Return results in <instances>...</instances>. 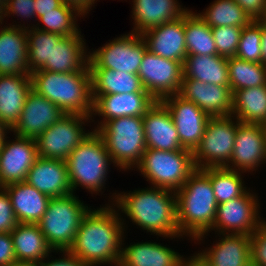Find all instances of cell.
Returning a JSON list of instances; mask_svg holds the SVG:
<instances>
[{
	"mask_svg": "<svg viewBox=\"0 0 266 266\" xmlns=\"http://www.w3.org/2000/svg\"><path fill=\"white\" fill-rule=\"evenodd\" d=\"M110 205L97 210L90 208L80 223L73 244L68 249L87 266H118L126 226L121 213L117 212L113 204Z\"/></svg>",
	"mask_w": 266,
	"mask_h": 266,
	"instance_id": "6da1fadb",
	"label": "cell"
},
{
	"mask_svg": "<svg viewBox=\"0 0 266 266\" xmlns=\"http://www.w3.org/2000/svg\"><path fill=\"white\" fill-rule=\"evenodd\" d=\"M112 196L111 204L147 233L165 239L183 237L177 225L176 192L151 186Z\"/></svg>",
	"mask_w": 266,
	"mask_h": 266,
	"instance_id": "7a4b0ae2",
	"label": "cell"
},
{
	"mask_svg": "<svg viewBox=\"0 0 266 266\" xmlns=\"http://www.w3.org/2000/svg\"><path fill=\"white\" fill-rule=\"evenodd\" d=\"M217 207L209 168H197L176 192L177 225L181 236L203 240L215 222Z\"/></svg>",
	"mask_w": 266,
	"mask_h": 266,
	"instance_id": "3957f363",
	"label": "cell"
},
{
	"mask_svg": "<svg viewBox=\"0 0 266 266\" xmlns=\"http://www.w3.org/2000/svg\"><path fill=\"white\" fill-rule=\"evenodd\" d=\"M32 89L67 115L92 117L93 98L89 66L83 71L58 73L38 70L30 74Z\"/></svg>",
	"mask_w": 266,
	"mask_h": 266,
	"instance_id": "277c9868",
	"label": "cell"
},
{
	"mask_svg": "<svg viewBox=\"0 0 266 266\" xmlns=\"http://www.w3.org/2000/svg\"><path fill=\"white\" fill-rule=\"evenodd\" d=\"M65 162L72 192L80 186L91 194H98L105 188L109 165L113 163L103 139L96 131H92Z\"/></svg>",
	"mask_w": 266,
	"mask_h": 266,
	"instance_id": "5b68a950",
	"label": "cell"
},
{
	"mask_svg": "<svg viewBox=\"0 0 266 266\" xmlns=\"http://www.w3.org/2000/svg\"><path fill=\"white\" fill-rule=\"evenodd\" d=\"M96 132L103 139L115 167L127 171L140 163L147 149L143 117L126 116L109 120Z\"/></svg>",
	"mask_w": 266,
	"mask_h": 266,
	"instance_id": "8992f818",
	"label": "cell"
},
{
	"mask_svg": "<svg viewBox=\"0 0 266 266\" xmlns=\"http://www.w3.org/2000/svg\"><path fill=\"white\" fill-rule=\"evenodd\" d=\"M74 194L51 198L46 212L37 223L53 251L71 247L83 217L90 210Z\"/></svg>",
	"mask_w": 266,
	"mask_h": 266,
	"instance_id": "52a82bcc",
	"label": "cell"
},
{
	"mask_svg": "<svg viewBox=\"0 0 266 266\" xmlns=\"http://www.w3.org/2000/svg\"><path fill=\"white\" fill-rule=\"evenodd\" d=\"M153 187L177 192L197 169L188 149L162 151L147 148L135 167Z\"/></svg>",
	"mask_w": 266,
	"mask_h": 266,
	"instance_id": "ba28073f",
	"label": "cell"
},
{
	"mask_svg": "<svg viewBox=\"0 0 266 266\" xmlns=\"http://www.w3.org/2000/svg\"><path fill=\"white\" fill-rule=\"evenodd\" d=\"M238 123L232 115L210 117L200 143L193 151L196 168H221L229 164Z\"/></svg>",
	"mask_w": 266,
	"mask_h": 266,
	"instance_id": "9c48e42d",
	"label": "cell"
},
{
	"mask_svg": "<svg viewBox=\"0 0 266 266\" xmlns=\"http://www.w3.org/2000/svg\"><path fill=\"white\" fill-rule=\"evenodd\" d=\"M90 120L94 121L87 115L63 116L35 139L38 157L65 161L70 153L92 133L89 130L85 131L82 126L86 122L90 123Z\"/></svg>",
	"mask_w": 266,
	"mask_h": 266,
	"instance_id": "30bf717a",
	"label": "cell"
},
{
	"mask_svg": "<svg viewBox=\"0 0 266 266\" xmlns=\"http://www.w3.org/2000/svg\"><path fill=\"white\" fill-rule=\"evenodd\" d=\"M142 35L130 32L115 38L90 53L89 68H108L137 74L145 52Z\"/></svg>",
	"mask_w": 266,
	"mask_h": 266,
	"instance_id": "8fae6325",
	"label": "cell"
},
{
	"mask_svg": "<svg viewBox=\"0 0 266 266\" xmlns=\"http://www.w3.org/2000/svg\"><path fill=\"white\" fill-rule=\"evenodd\" d=\"M258 196L247 190L242 196L218 204L211 230L217 234L251 235L265 220L259 216Z\"/></svg>",
	"mask_w": 266,
	"mask_h": 266,
	"instance_id": "7c38bea8",
	"label": "cell"
},
{
	"mask_svg": "<svg viewBox=\"0 0 266 266\" xmlns=\"http://www.w3.org/2000/svg\"><path fill=\"white\" fill-rule=\"evenodd\" d=\"M137 75L144 89L156 100L178 94L182 86L183 67L179 61L166 59L147 50Z\"/></svg>",
	"mask_w": 266,
	"mask_h": 266,
	"instance_id": "4fadbf2b",
	"label": "cell"
},
{
	"mask_svg": "<svg viewBox=\"0 0 266 266\" xmlns=\"http://www.w3.org/2000/svg\"><path fill=\"white\" fill-rule=\"evenodd\" d=\"M262 163H266V131L264 125L239 122L233 153L229 164L225 168L246 173L247 171H256Z\"/></svg>",
	"mask_w": 266,
	"mask_h": 266,
	"instance_id": "5bb4252c",
	"label": "cell"
},
{
	"mask_svg": "<svg viewBox=\"0 0 266 266\" xmlns=\"http://www.w3.org/2000/svg\"><path fill=\"white\" fill-rule=\"evenodd\" d=\"M161 102L168 108L181 146L193 152L200 143L210 116L179 93L168 96Z\"/></svg>",
	"mask_w": 266,
	"mask_h": 266,
	"instance_id": "9a60e30c",
	"label": "cell"
},
{
	"mask_svg": "<svg viewBox=\"0 0 266 266\" xmlns=\"http://www.w3.org/2000/svg\"><path fill=\"white\" fill-rule=\"evenodd\" d=\"M65 115L56 104L31 89L25 99L19 120L11 131L14 135L36 139Z\"/></svg>",
	"mask_w": 266,
	"mask_h": 266,
	"instance_id": "2e32d148",
	"label": "cell"
},
{
	"mask_svg": "<svg viewBox=\"0 0 266 266\" xmlns=\"http://www.w3.org/2000/svg\"><path fill=\"white\" fill-rule=\"evenodd\" d=\"M5 141L0 152V187L25 181L27 173L38 158L35 139L15 135Z\"/></svg>",
	"mask_w": 266,
	"mask_h": 266,
	"instance_id": "e0dca14e",
	"label": "cell"
},
{
	"mask_svg": "<svg viewBox=\"0 0 266 266\" xmlns=\"http://www.w3.org/2000/svg\"><path fill=\"white\" fill-rule=\"evenodd\" d=\"M92 116L103 117L96 131L105 122L120 117H143L156 100L148 92H133L123 94L92 95ZM95 112V113H94Z\"/></svg>",
	"mask_w": 266,
	"mask_h": 266,
	"instance_id": "ac0fdd59",
	"label": "cell"
},
{
	"mask_svg": "<svg viewBox=\"0 0 266 266\" xmlns=\"http://www.w3.org/2000/svg\"><path fill=\"white\" fill-rule=\"evenodd\" d=\"M179 94L186 100L195 103L210 117L231 116L233 93L230 86L183 78Z\"/></svg>",
	"mask_w": 266,
	"mask_h": 266,
	"instance_id": "d6986e66",
	"label": "cell"
},
{
	"mask_svg": "<svg viewBox=\"0 0 266 266\" xmlns=\"http://www.w3.org/2000/svg\"><path fill=\"white\" fill-rule=\"evenodd\" d=\"M141 35L151 53L183 64L187 56L185 14L172 22L151 28Z\"/></svg>",
	"mask_w": 266,
	"mask_h": 266,
	"instance_id": "ffe728a7",
	"label": "cell"
},
{
	"mask_svg": "<svg viewBox=\"0 0 266 266\" xmlns=\"http://www.w3.org/2000/svg\"><path fill=\"white\" fill-rule=\"evenodd\" d=\"M143 126L147 148L162 151L184 149L168 108L161 101H156L144 114Z\"/></svg>",
	"mask_w": 266,
	"mask_h": 266,
	"instance_id": "44dd1931",
	"label": "cell"
},
{
	"mask_svg": "<svg viewBox=\"0 0 266 266\" xmlns=\"http://www.w3.org/2000/svg\"><path fill=\"white\" fill-rule=\"evenodd\" d=\"M25 181L51 198L73 193L67 165L63 160L38 157L27 173Z\"/></svg>",
	"mask_w": 266,
	"mask_h": 266,
	"instance_id": "7402d4cb",
	"label": "cell"
},
{
	"mask_svg": "<svg viewBox=\"0 0 266 266\" xmlns=\"http://www.w3.org/2000/svg\"><path fill=\"white\" fill-rule=\"evenodd\" d=\"M25 24L0 29V75L29 74Z\"/></svg>",
	"mask_w": 266,
	"mask_h": 266,
	"instance_id": "603a6c76",
	"label": "cell"
},
{
	"mask_svg": "<svg viewBox=\"0 0 266 266\" xmlns=\"http://www.w3.org/2000/svg\"><path fill=\"white\" fill-rule=\"evenodd\" d=\"M131 32L143 34L147 30L172 22L183 16L189 9L182 8L177 0H133Z\"/></svg>",
	"mask_w": 266,
	"mask_h": 266,
	"instance_id": "cb8c5ba5",
	"label": "cell"
},
{
	"mask_svg": "<svg viewBox=\"0 0 266 266\" xmlns=\"http://www.w3.org/2000/svg\"><path fill=\"white\" fill-rule=\"evenodd\" d=\"M222 235V237H221ZM221 239L199 254L210 266H249L251 235L220 234Z\"/></svg>",
	"mask_w": 266,
	"mask_h": 266,
	"instance_id": "d4e9b609",
	"label": "cell"
},
{
	"mask_svg": "<svg viewBox=\"0 0 266 266\" xmlns=\"http://www.w3.org/2000/svg\"><path fill=\"white\" fill-rule=\"evenodd\" d=\"M30 74L0 75V121L11 129L18 122L28 92Z\"/></svg>",
	"mask_w": 266,
	"mask_h": 266,
	"instance_id": "484cf974",
	"label": "cell"
},
{
	"mask_svg": "<svg viewBox=\"0 0 266 266\" xmlns=\"http://www.w3.org/2000/svg\"><path fill=\"white\" fill-rule=\"evenodd\" d=\"M11 201L18 223L37 224L46 212L50 196L39 192L26 181L3 187Z\"/></svg>",
	"mask_w": 266,
	"mask_h": 266,
	"instance_id": "4316f807",
	"label": "cell"
},
{
	"mask_svg": "<svg viewBox=\"0 0 266 266\" xmlns=\"http://www.w3.org/2000/svg\"><path fill=\"white\" fill-rule=\"evenodd\" d=\"M81 31L64 36L55 47L52 46L50 61L41 69L58 73L83 71L89 63L86 44Z\"/></svg>",
	"mask_w": 266,
	"mask_h": 266,
	"instance_id": "83f0119b",
	"label": "cell"
},
{
	"mask_svg": "<svg viewBox=\"0 0 266 266\" xmlns=\"http://www.w3.org/2000/svg\"><path fill=\"white\" fill-rule=\"evenodd\" d=\"M182 256L157 242H139L121 248L118 266H180Z\"/></svg>",
	"mask_w": 266,
	"mask_h": 266,
	"instance_id": "f1b7e54d",
	"label": "cell"
},
{
	"mask_svg": "<svg viewBox=\"0 0 266 266\" xmlns=\"http://www.w3.org/2000/svg\"><path fill=\"white\" fill-rule=\"evenodd\" d=\"M10 234L17 261L40 263L51 252H57L48 245L38 224L18 223Z\"/></svg>",
	"mask_w": 266,
	"mask_h": 266,
	"instance_id": "f546056e",
	"label": "cell"
},
{
	"mask_svg": "<svg viewBox=\"0 0 266 266\" xmlns=\"http://www.w3.org/2000/svg\"><path fill=\"white\" fill-rule=\"evenodd\" d=\"M227 61L219 55H187L182 64L183 78L230 86Z\"/></svg>",
	"mask_w": 266,
	"mask_h": 266,
	"instance_id": "4dcf8cb0",
	"label": "cell"
},
{
	"mask_svg": "<svg viewBox=\"0 0 266 266\" xmlns=\"http://www.w3.org/2000/svg\"><path fill=\"white\" fill-rule=\"evenodd\" d=\"M92 95L147 92L137 74L108 68H89Z\"/></svg>",
	"mask_w": 266,
	"mask_h": 266,
	"instance_id": "1f68e13d",
	"label": "cell"
},
{
	"mask_svg": "<svg viewBox=\"0 0 266 266\" xmlns=\"http://www.w3.org/2000/svg\"><path fill=\"white\" fill-rule=\"evenodd\" d=\"M231 115L241 123L266 125V85L233 92Z\"/></svg>",
	"mask_w": 266,
	"mask_h": 266,
	"instance_id": "d6a6232c",
	"label": "cell"
},
{
	"mask_svg": "<svg viewBox=\"0 0 266 266\" xmlns=\"http://www.w3.org/2000/svg\"><path fill=\"white\" fill-rule=\"evenodd\" d=\"M185 42L187 55H217L211 27L197 13H185Z\"/></svg>",
	"mask_w": 266,
	"mask_h": 266,
	"instance_id": "836d02e7",
	"label": "cell"
},
{
	"mask_svg": "<svg viewBox=\"0 0 266 266\" xmlns=\"http://www.w3.org/2000/svg\"><path fill=\"white\" fill-rule=\"evenodd\" d=\"M29 27L27 26V63L31 74L41 70L50 61L52 46L55 47L64 36Z\"/></svg>",
	"mask_w": 266,
	"mask_h": 266,
	"instance_id": "e575fe53",
	"label": "cell"
},
{
	"mask_svg": "<svg viewBox=\"0 0 266 266\" xmlns=\"http://www.w3.org/2000/svg\"><path fill=\"white\" fill-rule=\"evenodd\" d=\"M205 12L197 15L211 28L222 26L244 27L252 20L234 0H215Z\"/></svg>",
	"mask_w": 266,
	"mask_h": 266,
	"instance_id": "d590c367",
	"label": "cell"
},
{
	"mask_svg": "<svg viewBox=\"0 0 266 266\" xmlns=\"http://www.w3.org/2000/svg\"><path fill=\"white\" fill-rule=\"evenodd\" d=\"M229 83L232 93L243 88L266 85V65L229 57Z\"/></svg>",
	"mask_w": 266,
	"mask_h": 266,
	"instance_id": "8d00e7d4",
	"label": "cell"
},
{
	"mask_svg": "<svg viewBox=\"0 0 266 266\" xmlns=\"http://www.w3.org/2000/svg\"><path fill=\"white\" fill-rule=\"evenodd\" d=\"M77 16L85 17L75 6L63 2L58 8L38 18L44 24L42 27L39 23L32 27L61 36H72L80 32Z\"/></svg>",
	"mask_w": 266,
	"mask_h": 266,
	"instance_id": "74e56055",
	"label": "cell"
},
{
	"mask_svg": "<svg viewBox=\"0 0 266 266\" xmlns=\"http://www.w3.org/2000/svg\"><path fill=\"white\" fill-rule=\"evenodd\" d=\"M241 173L225 167L209 168V179L217 204L238 198L247 191Z\"/></svg>",
	"mask_w": 266,
	"mask_h": 266,
	"instance_id": "f35d334b",
	"label": "cell"
},
{
	"mask_svg": "<svg viewBox=\"0 0 266 266\" xmlns=\"http://www.w3.org/2000/svg\"><path fill=\"white\" fill-rule=\"evenodd\" d=\"M261 34V20H252L244 26L235 56L245 61L262 63Z\"/></svg>",
	"mask_w": 266,
	"mask_h": 266,
	"instance_id": "ab89813d",
	"label": "cell"
},
{
	"mask_svg": "<svg viewBox=\"0 0 266 266\" xmlns=\"http://www.w3.org/2000/svg\"><path fill=\"white\" fill-rule=\"evenodd\" d=\"M211 29L215 40L217 55L226 58L234 57L240 41L242 27L222 26Z\"/></svg>",
	"mask_w": 266,
	"mask_h": 266,
	"instance_id": "60d3db41",
	"label": "cell"
},
{
	"mask_svg": "<svg viewBox=\"0 0 266 266\" xmlns=\"http://www.w3.org/2000/svg\"><path fill=\"white\" fill-rule=\"evenodd\" d=\"M251 264L266 266V221L251 234Z\"/></svg>",
	"mask_w": 266,
	"mask_h": 266,
	"instance_id": "b9f144b4",
	"label": "cell"
},
{
	"mask_svg": "<svg viewBox=\"0 0 266 266\" xmlns=\"http://www.w3.org/2000/svg\"><path fill=\"white\" fill-rule=\"evenodd\" d=\"M17 224L10 197L7 191L0 187V233H10Z\"/></svg>",
	"mask_w": 266,
	"mask_h": 266,
	"instance_id": "7bdbcfd3",
	"label": "cell"
},
{
	"mask_svg": "<svg viewBox=\"0 0 266 266\" xmlns=\"http://www.w3.org/2000/svg\"><path fill=\"white\" fill-rule=\"evenodd\" d=\"M20 16L24 18H36L35 0H8L5 6V16Z\"/></svg>",
	"mask_w": 266,
	"mask_h": 266,
	"instance_id": "ee69618b",
	"label": "cell"
},
{
	"mask_svg": "<svg viewBox=\"0 0 266 266\" xmlns=\"http://www.w3.org/2000/svg\"><path fill=\"white\" fill-rule=\"evenodd\" d=\"M251 20H262L266 13V0H234Z\"/></svg>",
	"mask_w": 266,
	"mask_h": 266,
	"instance_id": "f6af8a7d",
	"label": "cell"
},
{
	"mask_svg": "<svg viewBox=\"0 0 266 266\" xmlns=\"http://www.w3.org/2000/svg\"><path fill=\"white\" fill-rule=\"evenodd\" d=\"M16 261L11 234L0 233V266H8Z\"/></svg>",
	"mask_w": 266,
	"mask_h": 266,
	"instance_id": "bcb514c9",
	"label": "cell"
},
{
	"mask_svg": "<svg viewBox=\"0 0 266 266\" xmlns=\"http://www.w3.org/2000/svg\"><path fill=\"white\" fill-rule=\"evenodd\" d=\"M63 253L62 254V259H53L49 261V255L46 257L48 260L41 261L40 266H87L84 264L81 260H79L75 255L71 254L68 250H63V251H57V253ZM49 261V262H48ZM46 262V263H45Z\"/></svg>",
	"mask_w": 266,
	"mask_h": 266,
	"instance_id": "7dc6e473",
	"label": "cell"
},
{
	"mask_svg": "<svg viewBox=\"0 0 266 266\" xmlns=\"http://www.w3.org/2000/svg\"><path fill=\"white\" fill-rule=\"evenodd\" d=\"M63 0H35L36 17L39 18L58 8Z\"/></svg>",
	"mask_w": 266,
	"mask_h": 266,
	"instance_id": "c3c4849f",
	"label": "cell"
},
{
	"mask_svg": "<svg viewBox=\"0 0 266 266\" xmlns=\"http://www.w3.org/2000/svg\"><path fill=\"white\" fill-rule=\"evenodd\" d=\"M63 2L75 6L83 15H86L97 0H63Z\"/></svg>",
	"mask_w": 266,
	"mask_h": 266,
	"instance_id": "681fc988",
	"label": "cell"
},
{
	"mask_svg": "<svg viewBox=\"0 0 266 266\" xmlns=\"http://www.w3.org/2000/svg\"><path fill=\"white\" fill-rule=\"evenodd\" d=\"M180 266H210L199 253L190 256V258H183L180 262Z\"/></svg>",
	"mask_w": 266,
	"mask_h": 266,
	"instance_id": "f907efd6",
	"label": "cell"
},
{
	"mask_svg": "<svg viewBox=\"0 0 266 266\" xmlns=\"http://www.w3.org/2000/svg\"><path fill=\"white\" fill-rule=\"evenodd\" d=\"M261 53L262 63L266 65V24L262 21V34H261Z\"/></svg>",
	"mask_w": 266,
	"mask_h": 266,
	"instance_id": "816d5d0a",
	"label": "cell"
},
{
	"mask_svg": "<svg viewBox=\"0 0 266 266\" xmlns=\"http://www.w3.org/2000/svg\"><path fill=\"white\" fill-rule=\"evenodd\" d=\"M10 130V131H9ZM10 133L11 132V128L8 127V126H4L1 130H0V152L1 150L3 149L4 147V144H5V141L6 139L8 138L6 136L7 133Z\"/></svg>",
	"mask_w": 266,
	"mask_h": 266,
	"instance_id": "f5cc1de1",
	"label": "cell"
},
{
	"mask_svg": "<svg viewBox=\"0 0 266 266\" xmlns=\"http://www.w3.org/2000/svg\"><path fill=\"white\" fill-rule=\"evenodd\" d=\"M8 266H40L37 262L16 261Z\"/></svg>",
	"mask_w": 266,
	"mask_h": 266,
	"instance_id": "db71d44e",
	"label": "cell"
},
{
	"mask_svg": "<svg viewBox=\"0 0 266 266\" xmlns=\"http://www.w3.org/2000/svg\"><path fill=\"white\" fill-rule=\"evenodd\" d=\"M5 4L0 1V24L2 25V22L4 20L5 16Z\"/></svg>",
	"mask_w": 266,
	"mask_h": 266,
	"instance_id": "11a10c76",
	"label": "cell"
},
{
	"mask_svg": "<svg viewBox=\"0 0 266 266\" xmlns=\"http://www.w3.org/2000/svg\"><path fill=\"white\" fill-rule=\"evenodd\" d=\"M261 21H263L266 24V13H265V16L263 17V19Z\"/></svg>",
	"mask_w": 266,
	"mask_h": 266,
	"instance_id": "9f6ffc18",
	"label": "cell"
},
{
	"mask_svg": "<svg viewBox=\"0 0 266 266\" xmlns=\"http://www.w3.org/2000/svg\"><path fill=\"white\" fill-rule=\"evenodd\" d=\"M0 1H2L5 5L8 2V0H0Z\"/></svg>",
	"mask_w": 266,
	"mask_h": 266,
	"instance_id": "6f0895ef",
	"label": "cell"
},
{
	"mask_svg": "<svg viewBox=\"0 0 266 266\" xmlns=\"http://www.w3.org/2000/svg\"><path fill=\"white\" fill-rule=\"evenodd\" d=\"M4 127V125L0 121V130Z\"/></svg>",
	"mask_w": 266,
	"mask_h": 266,
	"instance_id": "680465c9",
	"label": "cell"
}]
</instances>
